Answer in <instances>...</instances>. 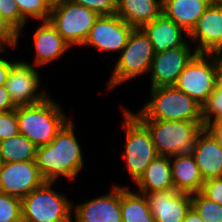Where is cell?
I'll use <instances>...</instances> for the list:
<instances>
[{"label":"cell","instance_id":"obj_37","mask_svg":"<svg viewBox=\"0 0 222 222\" xmlns=\"http://www.w3.org/2000/svg\"><path fill=\"white\" fill-rule=\"evenodd\" d=\"M14 63V61L10 62L7 58L0 57V86H5L8 72Z\"/></svg>","mask_w":222,"mask_h":222},{"label":"cell","instance_id":"obj_16","mask_svg":"<svg viewBox=\"0 0 222 222\" xmlns=\"http://www.w3.org/2000/svg\"><path fill=\"white\" fill-rule=\"evenodd\" d=\"M155 222H182L191 207V194L175 189L145 194Z\"/></svg>","mask_w":222,"mask_h":222},{"label":"cell","instance_id":"obj_35","mask_svg":"<svg viewBox=\"0 0 222 222\" xmlns=\"http://www.w3.org/2000/svg\"><path fill=\"white\" fill-rule=\"evenodd\" d=\"M16 106L10 99L5 86H0V112L15 110Z\"/></svg>","mask_w":222,"mask_h":222},{"label":"cell","instance_id":"obj_6","mask_svg":"<svg viewBox=\"0 0 222 222\" xmlns=\"http://www.w3.org/2000/svg\"><path fill=\"white\" fill-rule=\"evenodd\" d=\"M149 130L158 155L191 153L204 122L140 120Z\"/></svg>","mask_w":222,"mask_h":222},{"label":"cell","instance_id":"obj_36","mask_svg":"<svg viewBox=\"0 0 222 222\" xmlns=\"http://www.w3.org/2000/svg\"><path fill=\"white\" fill-rule=\"evenodd\" d=\"M216 85L222 88V52H213Z\"/></svg>","mask_w":222,"mask_h":222},{"label":"cell","instance_id":"obj_14","mask_svg":"<svg viewBox=\"0 0 222 222\" xmlns=\"http://www.w3.org/2000/svg\"><path fill=\"white\" fill-rule=\"evenodd\" d=\"M197 53L222 52V3L212 2L188 34Z\"/></svg>","mask_w":222,"mask_h":222},{"label":"cell","instance_id":"obj_12","mask_svg":"<svg viewBox=\"0 0 222 222\" xmlns=\"http://www.w3.org/2000/svg\"><path fill=\"white\" fill-rule=\"evenodd\" d=\"M188 41L180 47L155 53L149 72H151V88L174 86L179 75L197 52L191 48Z\"/></svg>","mask_w":222,"mask_h":222},{"label":"cell","instance_id":"obj_19","mask_svg":"<svg viewBox=\"0 0 222 222\" xmlns=\"http://www.w3.org/2000/svg\"><path fill=\"white\" fill-rule=\"evenodd\" d=\"M34 32L35 63L34 66H43L61 58L64 52L70 49L69 44L47 20L41 21Z\"/></svg>","mask_w":222,"mask_h":222},{"label":"cell","instance_id":"obj_18","mask_svg":"<svg viewBox=\"0 0 222 222\" xmlns=\"http://www.w3.org/2000/svg\"><path fill=\"white\" fill-rule=\"evenodd\" d=\"M140 29L149 38L155 53H162L166 50L183 46L189 41L184 38L188 37V33L163 14L150 23L143 25Z\"/></svg>","mask_w":222,"mask_h":222},{"label":"cell","instance_id":"obj_29","mask_svg":"<svg viewBox=\"0 0 222 222\" xmlns=\"http://www.w3.org/2000/svg\"><path fill=\"white\" fill-rule=\"evenodd\" d=\"M21 15L27 20L29 18L40 21L49 20L50 10L42 0H15Z\"/></svg>","mask_w":222,"mask_h":222},{"label":"cell","instance_id":"obj_1","mask_svg":"<svg viewBox=\"0 0 222 222\" xmlns=\"http://www.w3.org/2000/svg\"><path fill=\"white\" fill-rule=\"evenodd\" d=\"M74 131L71 118L51 143L37 147L35 161L45 182L55 183L60 176L71 180L82 170V150Z\"/></svg>","mask_w":222,"mask_h":222},{"label":"cell","instance_id":"obj_28","mask_svg":"<svg viewBox=\"0 0 222 222\" xmlns=\"http://www.w3.org/2000/svg\"><path fill=\"white\" fill-rule=\"evenodd\" d=\"M0 222H22L20 198L0 192Z\"/></svg>","mask_w":222,"mask_h":222},{"label":"cell","instance_id":"obj_23","mask_svg":"<svg viewBox=\"0 0 222 222\" xmlns=\"http://www.w3.org/2000/svg\"><path fill=\"white\" fill-rule=\"evenodd\" d=\"M161 14L162 0H117L116 15L134 28H141Z\"/></svg>","mask_w":222,"mask_h":222},{"label":"cell","instance_id":"obj_11","mask_svg":"<svg viewBox=\"0 0 222 222\" xmlns=\"http://www.w3.org/2000/svg\"><path fill=\"white\" fill-rule=\"evenodd\" d=\"M133 29L116 14L99 15L83 46L91 45L100 51L121 53Z\"/></svg>","mask_w":222,"mask_h":222},{"label":"cell","instance_id":"obj_2","mask_svg":"<svg viewBox=\"0 0 222 222\" xmlns=\"http://www.w3.org/2000/svg\"><path fill=\"white\" fill-rule=\"evenodd\" d=\"M150 99L138 112L139 120L203 122L202 106L175 86L150 87Z\"/></svg>","mask_w":222,"mask_h":222},{"label":"cell","instance_id":"obj_3","mask_svg":"<svg viewBox=\"0 0 222 222\" xmlns=\"http://www.w3.org/2000/svg\"><path fill=\"white\" fill-rule=\"evenodd\" d=\"M19 133L37 147L45 146L55 138L62 127L71 119L62 112L59 104L51 97L43 101L17 106Z\"/></svg>","mask_w":222,"mask_h":222},{"label":"cell","instance_id":"obj_17","mask_svg":"<svg viewBox=\"0 0 222 222\" xmlns=\"http://www.w3.org/2000/svg\"><path fill=\"white\" fill-rule=\"evenodd\" d=\"M191 154L204 181L222 177V148L205 127L198 133Z\"/></svg>","mask_w":222,"mask_h":222},{"label":"cell","instance_id":"obj_24","mask_svg":"<svg viewBox=\"0 0 222 222\" xmlns=\"http://www.w3.org/2000/svg\"><path fill=\"white\" fill-rule=\"evenodd\" d=\"M120 185L122 222H155L145 194Z\"/></svg>","mask_w":222,"mask_h":222},{"label":"cell","instance_id":"obj_5","mask_svg":"<svg viewBox=\"0 0 222 222\" xmlns=\"http://www.w3.org/2000/svg\"><path fill=\"white\" fill-rule=\"evenodd\" d=\"M123 116L126 143L122 160L126 162L125 167L130 179L136 182L158 154L147 127L131 110L123 108Z\"/></svg>","mask_w":222,"mask_h":222},{"label":"cell","instance_id":"obj_41","mask_svg":"<svg viewBox=\"0 0 222 222\" xmlns=\"http://www.w3.org/2000/svg\"><path fill=\"white\" fill-rule=\"evenodd\" d=\"M3 159H2V155H1V152H0V171L2 169V166H3Z\"/></svg>","mask_w":222,"mask_h":222},{"label":"cell","instance_id":"obj_26","mask_svg":"<svg viewBox=\"0 0 222 222\" xmlns=\"http://www.w3.org/2000/svg\"><path fill=\"white\" fill-rule=\"evenodd\" d=\"M191 206L205 222H222V205L207 198L201 191L191 194Z\"/></svg>","mask_w":222,"mask_h":222},{"label":"cell","instance_id":"obj_13","mask_svg":"<svg viewBox=\"0 0 222 222\" xmlns=\"http://www.w3.org/2000/svg\"><path fill=\"white\" fill-rule=\"evenodd\" d=\"M35 160L3 163L0 192L22 199L44 183Z\"/></svg>","mask_w":222,"mask_h":222},{"label":"cell","instance_id":"obj_33","mask_svg":"<svg viewBox=\"0 0 222 222\" xmlns=\"http://www.w3.org/2000/svg\"><path fill=\"white\" fill-rule=\"evenodd\" d=\"M96 12L98 15H114L117 11V0H71Z\"/></svg>","mask_w":222,"mask_h":222},{"label":"cell","instance_id":"obj_9","mask_svg":"<svg viewBox=\"0 0 222 222\" xmlns=\"http://www.w3.org/2000/svg\"><path fill=\"white\" fill-rule=\"evenodd\" d=\"M202 106L216 86L213 53H197L174 85Z\"/></svg>","mask_w":222,"mask_h":222},{"label":"cell","instance_id":"obj_32","mask_svg":"<svg viewBox=\"0 0 222 222\" xmlns=\"http://www.w3.org/2000/svg\"><path fill=\"white\" fill-rule=\"evenodd\" d=\"M19 133V124L16 109L0 112V141L16 136Z\"/></svg>","mask_w":222,"mask_h":222},{"label":"cell","instance_id":"obj_4","mask_svg":"<svg viewBox=\"0 0 222 222\" xmlns=\"http://www.w3.org/2000/svg\"><path fill=\"white\" fill-rule=\"evenodd\" d=\"M44 182L21 199L22 222H73V205L65 194Z\"/></svg>","mask_w":222,"mask_h":222},{"label":"cell","instance_id":"obj_25","mask_svg":"<svg viewBox=\"0 0 222 222\" xmlns=\"http://www.w3.org/2000/svg\"><path fill=\"white\" fill-rule=\"evenodd\" d=\"M0 152L4 163L31 161L36 159L37 146L18 133L0 141Z\"/></svg>","mask_w":222,"mask_h":222},{"label":"cell","instance_id":"obj_42","mask_svg":"<svg viewBox=\"0 0 222 222\" xmlns=\"http://www.w3.org/2000/svg\"><path fill=\"white\" fill-rule=\"evenodd\" d=\"M212 2L222 3V0H212Z\"/></svg>","mask_w":222,"mask_h":222},{"label":"cell","instance_id":"obj_38","mask_svg":"<svg viewBox=\"0 0 222 222\" xmlns=\"http://www.w3.org/2000/svg\"><path fill=\"white\" fill-rule=\"evenodd\" d=\"M216 139L222 148V122L210 123L204 126Z\"/></svg>","mask_w":222,"mask_h":222},{"label":"cell","instance_id":"obj_22","mask_svg":"<svg viewBox=\"0 0 222 222\" xmlns=\"http://www.w3.org/2000/svg\"><path fill=\"white\" fill-rule=\"evenodd\" d=\"M135 185L138 186V192L142 194L175 189L170 157L157 155L135 182Z\"/></svg>","mask_w":222,"mask_h":222},{"label":"cell","instance_id":"obj_40","mask_svg":"<svg viewBox=\"0 0 222 222\" xmlns=\"http://www.w3.org/2000/svg\"><path fill=\"white\" fill-rule=\"evenodd\" d=\"M45 6L51 11L58 8L65 0H42Z\"/></svg>","mask_w":222,"mask_h":222},{"label":"cell","instance_id":"obj_39","mask_svg":"<svg viewBox=\"0 0 222 222\" xmlns=\"http://www.w3.org/2000/svg\"><path fill=\"white\" fill-rule=\"evenodd\" d=\"M182 222H205L198 212L191 206L186 212L184 220Z\"/></svg>","mask_w":222,"mask_h":222},{"label":"cell","instance_id":"obj_27","mask_svg":"<svg viewBox=\"0 0 222 222\" xmlns=\"http://www.w3.org/2000/svg\"><path fill=\"white\" fill-rule=\"evenodd\" d=\"M202 120L204 126L210 123L222 122V88L215 86L214 91L202 105Z\"/></svg>","mask_w":222,"mask_h":222},{"label":"cell","instance_id":"obj_30","mask_svg":"<svg viewBox=\"0 0 222 222\" xmlns=\"http://www.w3.org/2000/svg\"><path fill=\"white\" fill-rule=\"evenodd\" d=\"M0 14L22 33L26 20L20 13L15 0H0Z\"/></svg>","mask_w":222,"mask_h":222},{"label":"cell","instance_id":"obj_20","mask_svg":"<svg viewBox=\"0 0 222 222\" xmlns=\"http://www.w3.org/2000/svg\"><path fill=\"white\" fill-rule=\"evenodd\" d=\"M170 162L175 190L188 194L198 193L202 190L204 179L191 153L171 156Z\"/></svg>","mask_w":222,"mask_h":222},{"label":"cell","instance_id":"obj_10","mask_svg":"<svg viewBox=\"0 0 222 222\" xmlns=\"http://www.w3.org/2000/svg\"><path fill=\"white\" fill-rule=\"evenodd\" d=\"M40 77L33 64L15 61L8 72L5 87L16 107L35 104L49 96L43 90L36 92L40 89Z\"/></svg>","mask_w":222,"mask_h":222},{"label":"cell","instance_id":"obj_31","mask_svg":"<svg viewBox=\"0 0 222 222\" xmlns=\"http://www.w3.org/2000/svg\"><path fill=\"white\" fill-rule=\"evenodd\" d=\"M19 31L0 14V53L10 46L16 48L20 39Z\"/></svg>","mask_w":222,"mask_h":222},{"label":"cell","instance_id":"obj_21","mask_svg":"<svg viewBox=\"0 0 222 222\" xmlns=\"http://www.w3.org/2000/svg\"><path fill=\"white\" fill-rule=\"evenodd\" d=\"M212 0H162V14L188 34Z\"/></svg>","mask_w":222,"mask_h":222},{"label":"cell","instance_id":"obj_34","mask_svg":"<svg viewBox=\"0 0 222 222\" xmlns=\"http://www.w3.org/2000/svg\"><path fill=\"white\" fill-rule=\"evenodd\" d=\"M201 192L207 198L222 205V177L204 181Z\"/></svg>","mask_w":222,"mask_h":222},{"label":"cell","instance_id":"obj_15","mask_svg":"<svg viewBox=\"0 0 222 222\" xmlns=\"http://www.w3.org/2000/svg\"><path fill=\"white\" fill-rule=\"evenodd\" d=\"M74 222H122L120 186L109 193L73 206Z\"/></svg>","mask_w":222,"mask_h":222},{"label":"cell","instance_id":"obj_7","mask_svg":"<svg viewBox=\"0 0 222 222\" xmlns=\"http://www.w3.org/2000/svg\"><path fill=\"white\" fill-rule=\"evenodd\" d=\"M154 54L149 38L140 28H134L108 79V89L118 87L127 80L142 76L144 73H149Z\"/></svg>","mask_w":222,"mask_h":222},{"label":"cell","instance_id":"obj_8","mask_svg":"<svg viewBox=\"0 0 222 222\" xmlns=\"http://www.w3.org/2000/svg\"><path fill=\"white\" fill-rule=\"evenodd\" d=\"M98 14L89 8L65 0L58 8L50 11L49 22L70 47L83 45Z\"/></svg>","mask_w":222,"mask_h":222}]
</instances>
